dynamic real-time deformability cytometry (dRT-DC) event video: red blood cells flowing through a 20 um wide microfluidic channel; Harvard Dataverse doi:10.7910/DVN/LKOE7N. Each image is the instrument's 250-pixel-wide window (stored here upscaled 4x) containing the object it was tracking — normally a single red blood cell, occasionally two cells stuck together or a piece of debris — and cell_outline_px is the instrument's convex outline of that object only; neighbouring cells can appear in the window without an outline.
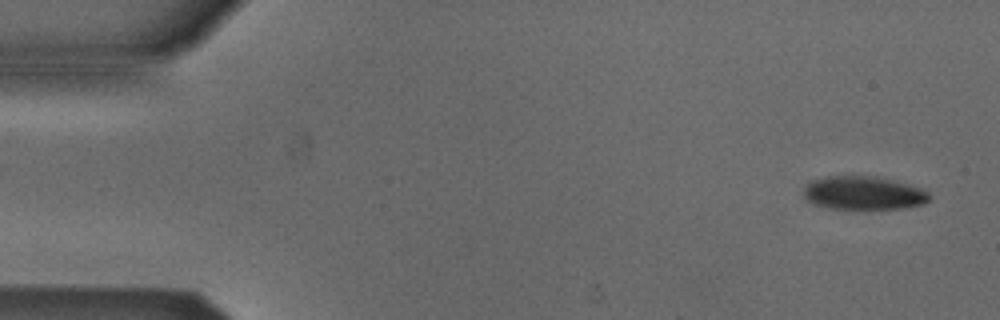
{"species": "Egyptian fruit bat (a non-hibernating species)", "species_latin": "Rousettus aegyptiacus", "temperature_condition": "cold", "stored_images_in_passage": 52, "camera_frame_rate_fps": 3000, "um_per_image_px": 0.085, "animal": {"sex": "male"}, "frame": {"image": 1, "passage_image": 2, "time_ms": 0.333, "image_size_px": [1000, 320], "cell_outline_px": [[928, 200], [924, 204], [904, 208], [832, 208], [816, 204], [808, 200], [804, 196], [804, 188], [812, 180], [824, 176], [876, 176], [908, 184], [920, 188], [928, 192]], "centroid_in_image_um": [73.4, 16.39], "position_along_channel_um": 11.6, "area_um2": 24.1}}
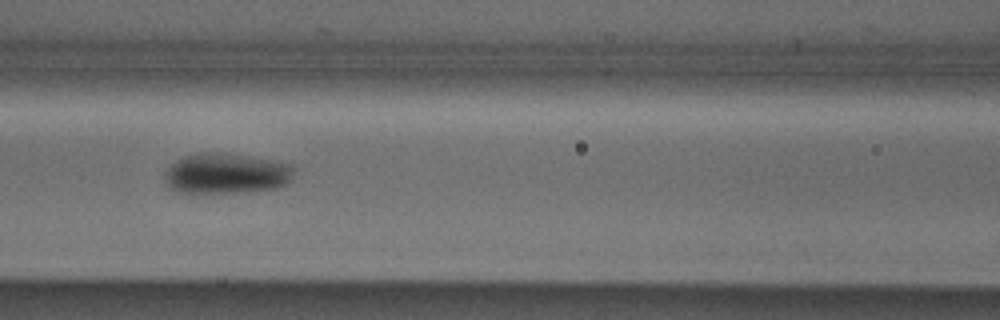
{"frame": {"image": 2, "passage_image": 22, "time_ms": 7.0, "image_size_px": [1000, 320], "cell_outline_px": [[296, 168], [292, 176], [284, 184], [276, 188], [236, 192], [188, 196], [168, 188], [164, 180], [164, 172], [176, 160], [184, 156], [200, 152], [224, 152], [272, 160], [288, 164]], "centroid_in_image_um": [19.12, 14.77], "position_along_channel_um": 147.5, "area_um2": 31.27}}
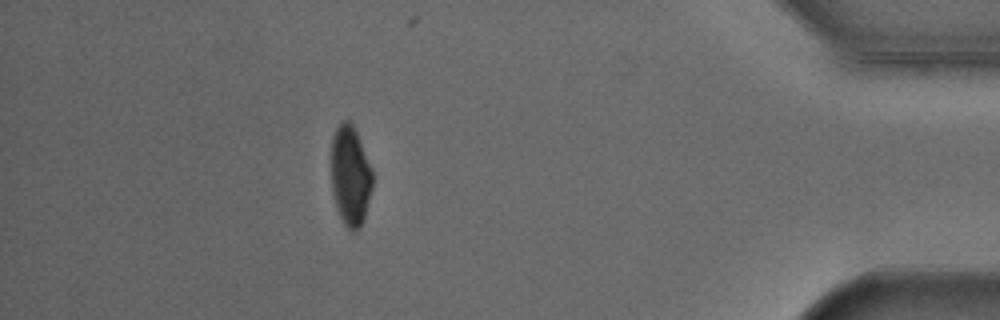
{"frame": {"image": 3, "passage_image": 46, "time_ms": 15.0, "image_size_px": [1000, 320], "cell_outline_px": [[372, 188], [364, 220], [360, 228], [356, 232], [352, 232], [344, 224], [336, 208], [332, 192], [332, 136], [336, 128], [344, 120], [348, 120], [352, 124], [360, 140], [372, 168]], "centroid_in_image_um": [29.79, 14.98], "position_along_channel_um": 405.4, "area_um2": 24.1}, "authors_computed_cell_mechanics": {"area_um2": 27.5417, "velocity_mm_per_s": 3.8684, "shape_relaxation_time_tau1_ms": 6.169, "shape_relaxation_time_tau2_ms": 5.043, "deformation_change_tau1": 0.1339, "deformation_change_tau2": 0.0578}}